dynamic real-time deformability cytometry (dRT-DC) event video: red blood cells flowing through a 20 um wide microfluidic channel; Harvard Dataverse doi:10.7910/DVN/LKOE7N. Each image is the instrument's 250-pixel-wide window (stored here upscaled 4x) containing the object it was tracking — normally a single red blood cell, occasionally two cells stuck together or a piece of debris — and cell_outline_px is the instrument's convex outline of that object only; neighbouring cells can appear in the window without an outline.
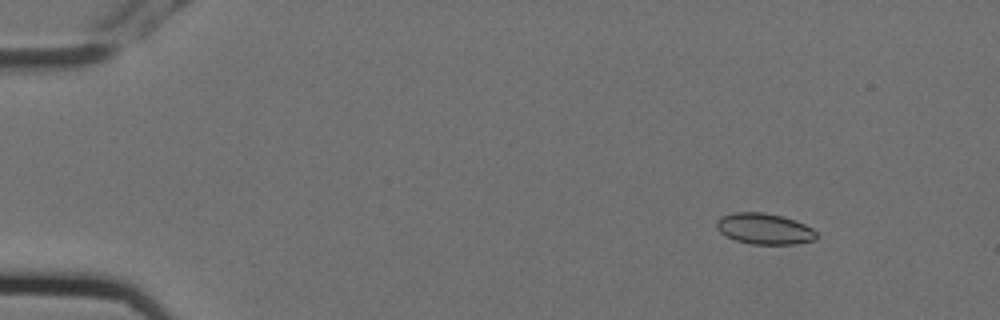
{"species": "Egyptian fruit bat (a non-hibernating species)", "species_latin": "Rousettus aegyptiacus", "temperature_condition": "cold", "stored_images_in_passage": 5, "camera_frame_rate_fps": 3000, "um_per_image_px": 0.085, "animal": {"sex": "female"}, "frame": {"image": 1, "passage_image": 2, "time_ms": 0.333, "image_size_px": [1000, 320], "cell_outline_px": [[816, 240], [796, 244], [752, 244], [736, 240], [720, 232], [716, 224], [720, 216], [732, 212], [764, 212], [784, 216], [796, 220], [812, 228], [816, 232]], "centroid_in_image_um": [64.99, 19.43], "position_along_channel_um": 20.0, "area_um2": 18.09}}
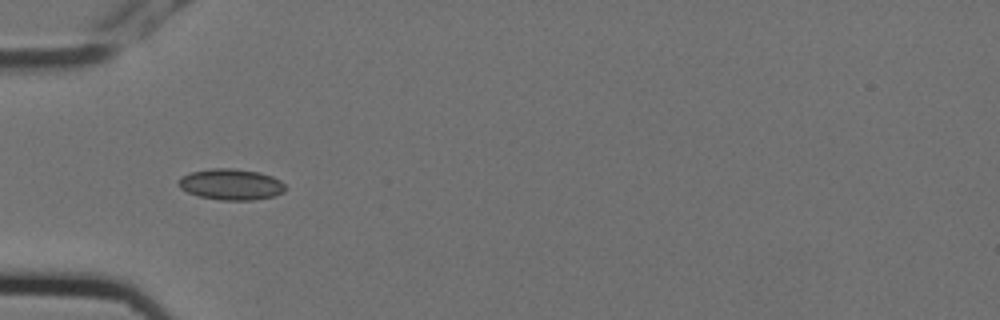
{"frame": {"image": 2, "passage_image": 5, "time_ms": 1.333, "image_size_px": [1000, 320], "cell_outline_px": [[284, 192], [272, 196], [252, 200], [220, 200], [200, 196], [188, 192], [180, 188], [180, 180], [184, 176], [192, 172], [212, 168], [232, 168], [260, 172], [272, 176], [280, 180], [284, 184]], "centroid_in_image_um": [19.67, 15.67], "position_along_channel_um": 65.3, "area_um2": 19.02}}